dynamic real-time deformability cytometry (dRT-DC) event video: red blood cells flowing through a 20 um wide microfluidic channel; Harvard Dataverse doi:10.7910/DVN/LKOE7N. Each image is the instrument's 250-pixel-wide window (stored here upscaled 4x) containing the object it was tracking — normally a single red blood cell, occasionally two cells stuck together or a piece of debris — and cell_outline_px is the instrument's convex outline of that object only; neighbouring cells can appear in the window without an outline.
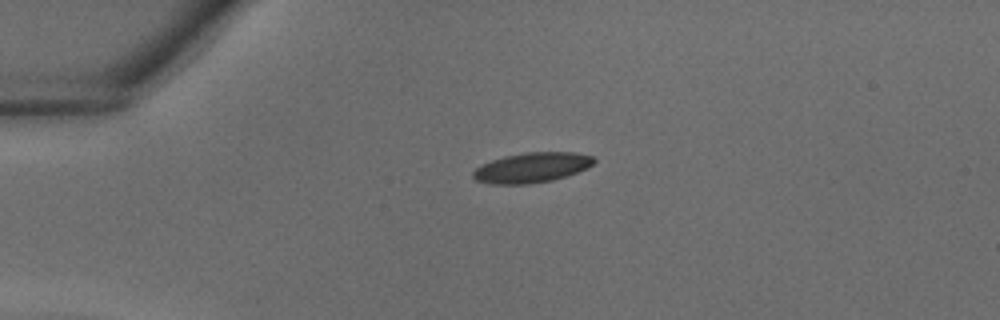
{"species": "common noctule bat (a hibernating species)", "species_latin": "Nyctalus noctula", "temperature_condition": "warm", "stored_images_in_passage": 11, "camera_frame_rate_fps": 3000, "um_per_image_px": 0.085, "animal": {"sex": "male", "body_mass_g": 18.8}, "frame": {"image": 1, "passage_image": 1, "time_ms": 0.0, "image_size_px": [1000, 320], "cell_outline_px": [[596, 160], [588, 168], [568, 176], [552, 180], [528, 184], [488, 184], [476, 180], [472, 176], [472, 172], [476, 168], [492, 160], [504, 156], [524, 152], [572, 152], [592, 156]], "centroid_in_image_um": [45.21, 14.25], "position_along_channel_um": 39.8, "area_um2": 21.21}}
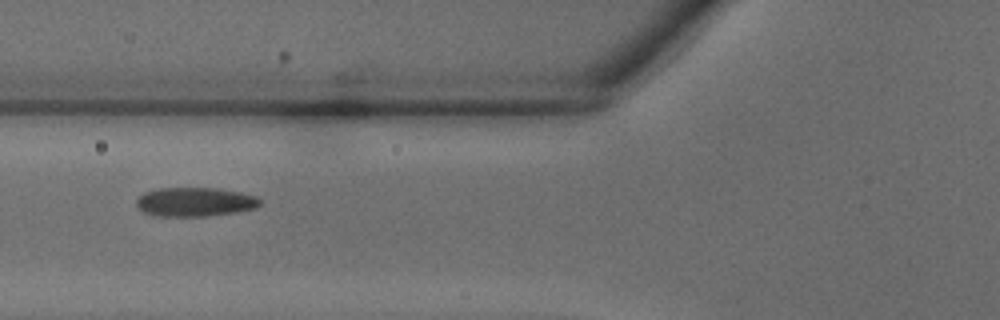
{"frame": {"image": 2, "passage_image": 7, "time_ms": 2.0, "image_size_px": [1000, 320], "cell_outline_px": [[260, 204], [256, 208], [236, 212], [208, 216], [152, 216], [136, 208], [136, 200], [144, 192], [160, 188], [216, 188], [240, 192], [256, 196], [260, 200]], "centroid_in_image_um": [16.54, 17.17], "position_along_channel_um": 109.3, "area_um2": 21.04}}
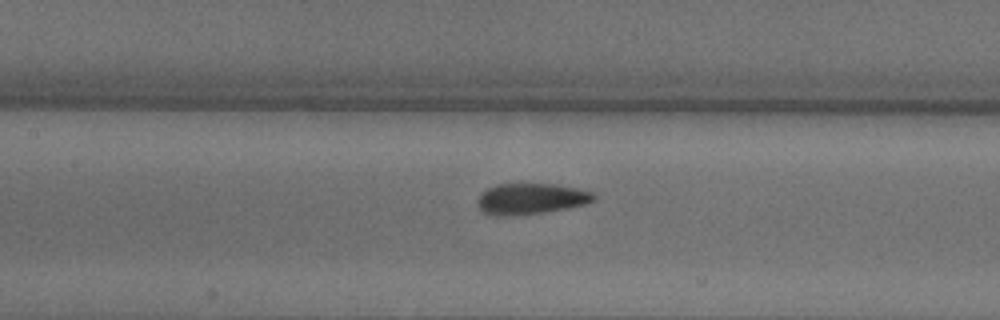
{"frame": {"image": 3, "passage_image": 10, "time_ms": 3.0, "image_size_px": [1000, 320], "cell_outline_px": [[596, 200], [584, 204], [544, 212], [508, 216], [496, 216], [484, 212], [480, 208], [476, 200], [480, 192], [496, 184], [556, 184], [576, 188], [592, 192], [596, 196]], "centroid_in_image_um": [45.09, 16.89], "position_along_channel_um": 162.3, "area_um2": 20.92}}